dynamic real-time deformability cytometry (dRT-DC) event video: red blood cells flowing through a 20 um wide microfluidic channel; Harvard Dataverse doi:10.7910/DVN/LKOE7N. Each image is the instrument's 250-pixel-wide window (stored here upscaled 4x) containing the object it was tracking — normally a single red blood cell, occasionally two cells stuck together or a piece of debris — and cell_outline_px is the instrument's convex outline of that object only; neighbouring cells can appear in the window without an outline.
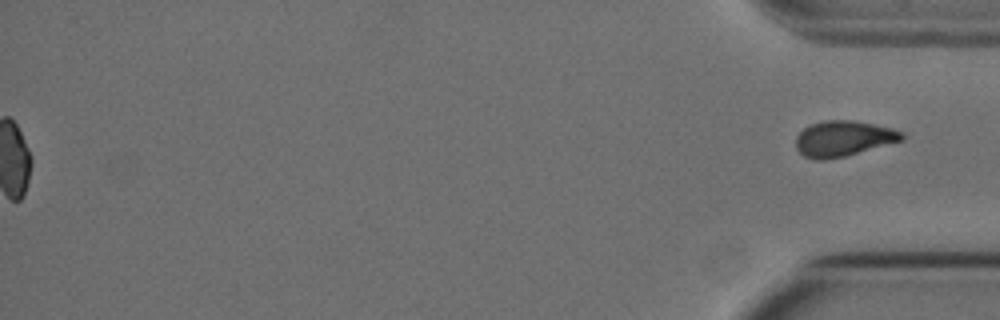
{"species": "Egyptian fruit bat (a non-hibernating species)", "species_latin": "Rousettus aegyptiacus", "temperature_condition": "cold", "stored_images_in_passage": 47, "segment_of_instrument_passage": [2, 2], "camera_frame_rate_fps": 3000, "um_per_image_px": 0.085, "animal": {"sex": "female"}, "frame": {"image": 1, "passage_image": 47, "time_ms": 15.333, "image_size_px": [1000, 320], "cell_outline_px": [[904, 140], [844, 156], [824, 160], [816, 160], [804, 156], [796, 148], [796, 136], [804, 128], [812, 124], [824, 120], [852, 120], [892, 128], [904, 132]], "centroid_in_image_um": [71.69, 11.77], "position_along_channel_um": 363.5, "area_um2": 21.85}}